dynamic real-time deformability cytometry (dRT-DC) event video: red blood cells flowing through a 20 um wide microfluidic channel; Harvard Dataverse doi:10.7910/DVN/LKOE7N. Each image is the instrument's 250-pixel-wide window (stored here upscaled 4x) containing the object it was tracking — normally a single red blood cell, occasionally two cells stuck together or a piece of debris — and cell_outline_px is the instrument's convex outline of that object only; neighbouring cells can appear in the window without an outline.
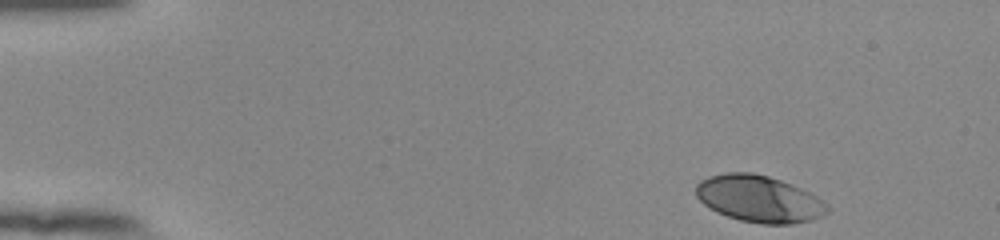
{"species": "human", "species_latin": "Homo sapiens", "temperature_condition": "room temperature", "stored_images_in_passage": 48, "camera_frame_rate_fps": 3000, "um_per_image_px": 0.085, "donor": {"sex": "female"}, "frame": {"image": 1, "passage_image": 1, "time_ms": 0.0, "image_size_px": [1000, 240], "cell_outline_px": [[832, 208], [824, 216], [812, 220], [792, 224], [760, 224], [740, 220], [716, 212], [704, 204], [696, 196], [696, 184], [700, 180], [708, 176], [724, 172], [752, 172], [768, 176], [792, 184], [816, 196], [828, 204]], "centroid_in_image_um": [64.54, 16.9], "position_along_channel_um": 20.5, "area_um2": 36.13}}
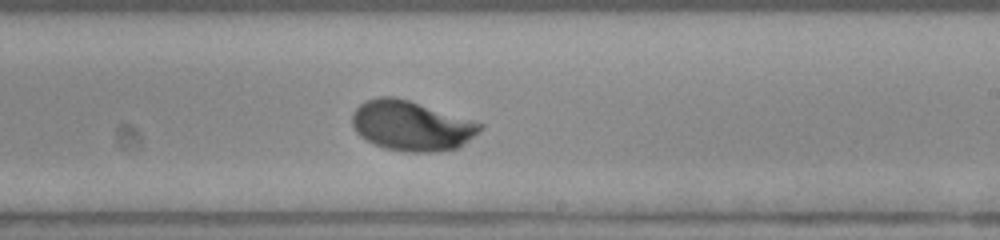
{"frame": {"image": 2, "passage_image": 28, "time_ms": 9.0, "image_size_px": [1000, 240], "cell_outline_px": [[484, 128], [480, 132], [464, 144], [456, 148], [436, 152], [408, 152], [384, 148], [360, 136], [356, 132], [352, 124], [352, 112], [364, 100], [380, 96], [392, 96], [408, 100], [472, 120], [484, 124]], "centroid_in_image_um": [34.97, 10.69], "position_along_channel_um": 254.0, "area_um2": 37.17}}
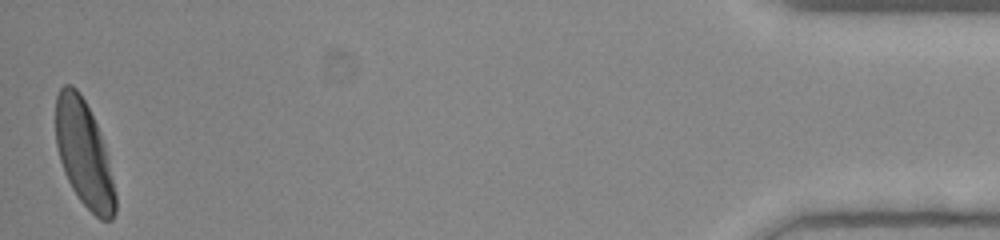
{"frame": {"image": 3, "passage_image": 48, "time_ms": 15.667, "image_size_px": [1000, 240], "cell_outline_px": [[116, 212], [112, 220], [100, 220], [80, 200], [72, 188], [64, 172], [60, 160], [56, 144], [56, 96], [60, 88], [64, 84], [72, 84], [80, 92], [100, 132], [108, 160], [116, 196]], "centroid_in_image_um": [7.13, 13.07], "position_along_channel_um": 428.1, "area_um2": 36.47}, "authors_computed_cell_mechanics": {"area_um2": 35.9227, "velocity_mm_per_s": 3.8499, "shape_relaxation_time_tau1_ms": 2.5286, "shape_relaxation_time_tau2_ms": null, "deformation_change_tau1": 0.1746, "deformation_change_tau2": null}}